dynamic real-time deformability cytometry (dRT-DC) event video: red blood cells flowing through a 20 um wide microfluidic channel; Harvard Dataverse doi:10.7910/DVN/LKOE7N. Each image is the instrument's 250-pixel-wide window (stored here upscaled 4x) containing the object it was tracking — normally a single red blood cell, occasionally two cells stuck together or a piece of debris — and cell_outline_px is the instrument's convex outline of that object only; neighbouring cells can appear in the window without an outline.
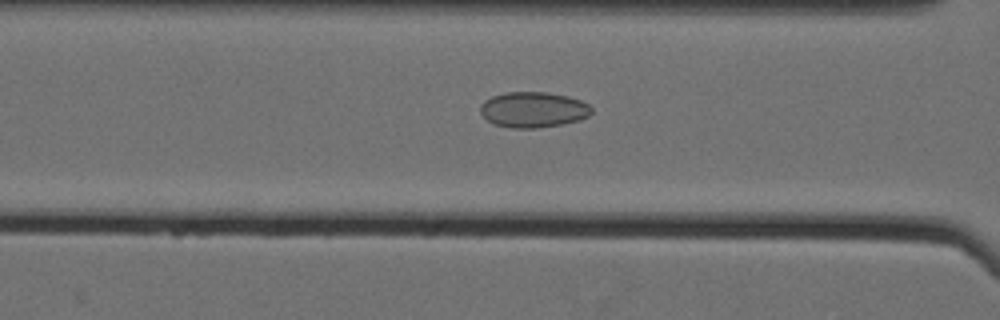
{"species": "Egyptian fruit bat (a non-hibernating species)", "species_latin": "Rousettus aegyptiacus", "temperature_condition": "cold", "stored_images_in_passage": 61, "camera_frame_rate_fps": 3000, "um_per_image_px": 0.085, "animal": {"sex": "female"}, "frame": {"image": 1, "passage_image": 29, "time_ms": 9.333, "image_size_px": [1000, 320], "cell_outline_px": [[592, 112], [588, 116], [580, 120], [560, 124], [536, 128], [512, 128], [492, 124], [480, 112], [480, 104], [484, 100], [492, 96], [504, 92], [544, 92], [568, 96], [580, 100], [588, 104], [592, 108]], "centroid_in_image_um": [45.3, 9.32], "position_along_channel_um": 121.3, "area_um2": 23.12}}
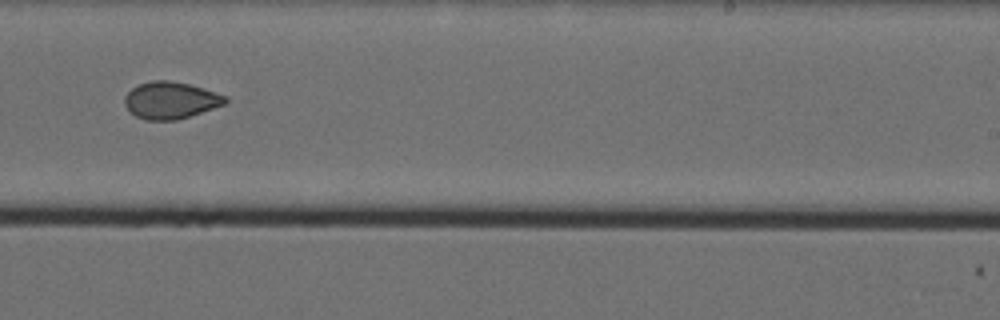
{"frame": {"image": 2, "passage_image": 42, "time_ms": 13.667, "image_size_px": [1000, 320], "cell_outline_px": [[228, 104], [176, 120], [144, 120], [128, 112], [124, 104], [124, 96], [132, 88], [140, 84], [152, 80], [168, 80], [188, 84], [228, 96]], "centroid_in_image_um": [14.5, 8.53], "position_along_channel_um": 274.5, "area_um2": 21.85}}
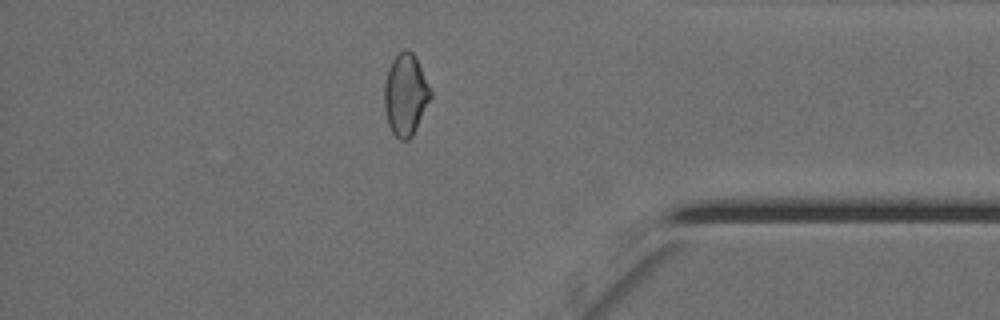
{"frame": {"image": 3, "passage_image": 54, "time_ms": 17.667, "image_size_px": [1000, 320], "cell_outline_px": [[432, 96], [412, 136], [408, 140], [400, 140], [392, 132], [388, 124], [384, 108], [384, 84], [388, 68], [392, 60], [404, 48], [408, 48], [412, 52], [432, 92]], "centroid_in_image_um": [34.45, 8.06], "position_along_channel_um": 400.8, "area_um2": 21.79}, "authors_computed_cell_mechanics": {"area_um2": 23.5246, "velocity_mm_per_s": 3.5422, "shape_relaxation_time_tau1_ms": null, "shape_relaxation_time_tau2_ms": 2.3061, "deformation_change_tau1": null, "deformation_change_tau2": 0.0663}}